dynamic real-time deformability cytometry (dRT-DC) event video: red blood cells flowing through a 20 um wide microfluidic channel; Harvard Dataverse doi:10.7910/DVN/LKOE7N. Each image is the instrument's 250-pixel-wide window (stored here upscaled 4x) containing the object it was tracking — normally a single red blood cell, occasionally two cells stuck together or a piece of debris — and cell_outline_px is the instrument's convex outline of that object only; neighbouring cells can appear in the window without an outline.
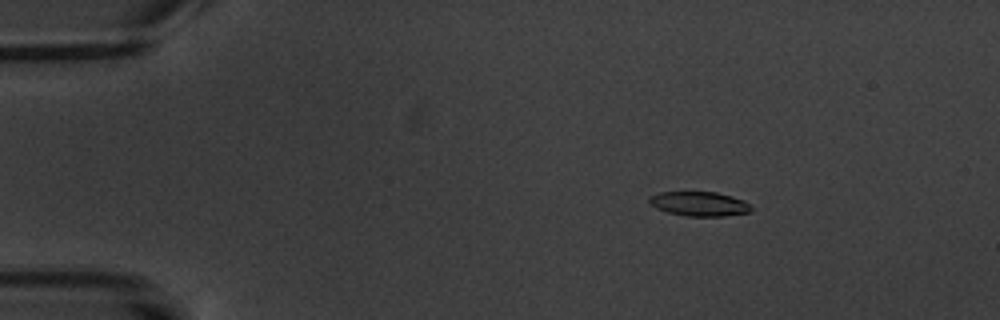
{"species": "common noctule bat (a hibernating species)", "species_latin": "Nyctalus noctula", "temperature_condition": "warm", "stored_images_in_passage": 5, "camera_frame_rate_fps": 3000, "um_per_image_px": 0.085, "animal": {"sex": "male", "body_mass_g": 20.1, "forearm_length_mm": 53.5}, "frame": {"image": 1, "passage_image": 3, "time_ms": 2.333, "image_size_px": [1000, 320], "cell_outline_px": [[752, 212], [724, 216], [684, 216], [668, 212], [656, 208], [648, 200], [648, 196], [660, 192], [716, 192], [732, 196], [744, 200], [752, 208]], "centroid_in_image_um": [59.45, 17.33], "position_along_channel_um": 25.6, "area_um2": 14.57}}